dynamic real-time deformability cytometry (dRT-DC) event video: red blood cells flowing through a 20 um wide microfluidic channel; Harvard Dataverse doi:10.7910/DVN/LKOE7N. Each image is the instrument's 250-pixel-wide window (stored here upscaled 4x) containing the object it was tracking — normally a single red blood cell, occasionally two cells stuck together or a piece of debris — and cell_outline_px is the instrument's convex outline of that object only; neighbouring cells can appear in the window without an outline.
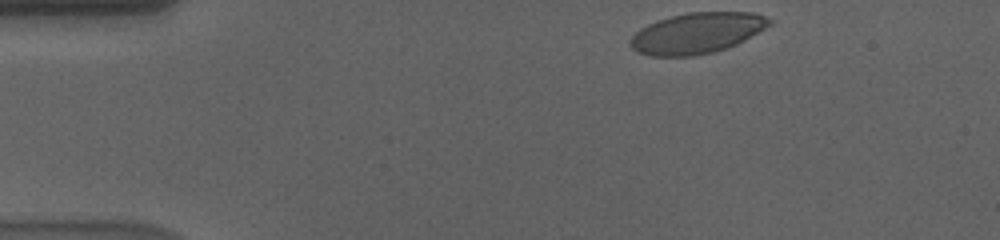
{"species": "human", "species_latin": "Homo sapiens", "temperature_condition": "cold", "stored_images_in_passage": 49, "camera_frame_rate_fps": 3000, "um_per_image_px": 0.085, "donor": {"sex": "male"}, "frame": {"image": 1, "passage_image": 1, "time_ms": 0.0, "image_size_px": [1000, 240], "cell_outline_px": [[772, 24], [744, 40], [736, 44], [712, 52], [692, 56], [652, 56], [636, 52], [628, 44], [628, 40], [640, 28], [656, 20], [688, 12], [756, 12], [772, 20]], "centroid_in_image_um": [59.21, 2.81], "position_along_channel_um": 25.8, "area_um2": 33.06}}
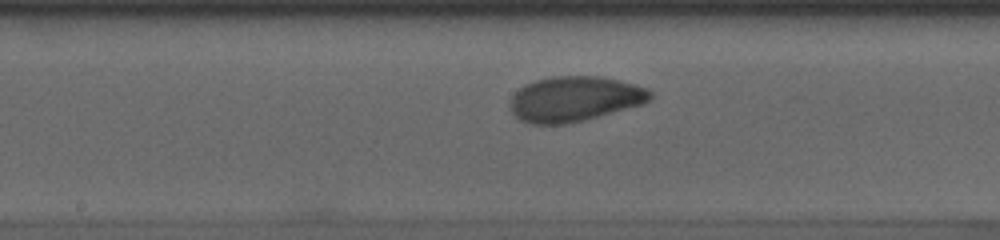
{"frame": {"image": 2, "passage_image": 22, "time_ms": 7.0, "image_size_px": [1000, 240], "cell_outline_px": [[652, 100], [644, 104], [584, 120], [564, 124], [532, 124], [520, 120], [512, 112], [508, 104], [512, 96], [524, 84], [536, 80], [552, 76], [600, 76], [620, 80], [636, 84], [648, 88], [652, 92]], "centroid_in_image_um": [48.86, 8.4], "position_along_channel_um": 199.3, "area_um2": 37.17}}
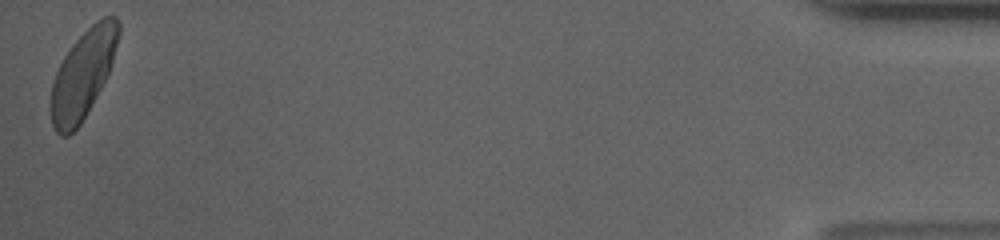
{"frame": {"image": 3, "passage_image": 49, "time_ms": 16.0, "image_size_px": [1000, 240], "cell_outline_px": [[120, 32], [112, 60], [108, 72], [96, 96], [80, 124], [68, 136], [60, 136], [56, 132], [52, 124], [52, 84], [56, 72], [64, 56], [72, 44], [92, 24], [104, 16], [116, 16], [120, 24]], "centroid_in_image_um": [7.05, 6.29], "position_along_channel_um": 428.1, "area_um2": 33.81}, "authors_computed_cell_mechanics": {"area_um2": 35.3736, "velocity_mm_per_s": 3.5578, "shape_relaxation_time_tau1_ms": 4.5142, "shape_relaxation_time_tau2_ms": 1.5137, "deformation_change_tau1": 0.1469, "deformation_change_tau2": 0.0592}}